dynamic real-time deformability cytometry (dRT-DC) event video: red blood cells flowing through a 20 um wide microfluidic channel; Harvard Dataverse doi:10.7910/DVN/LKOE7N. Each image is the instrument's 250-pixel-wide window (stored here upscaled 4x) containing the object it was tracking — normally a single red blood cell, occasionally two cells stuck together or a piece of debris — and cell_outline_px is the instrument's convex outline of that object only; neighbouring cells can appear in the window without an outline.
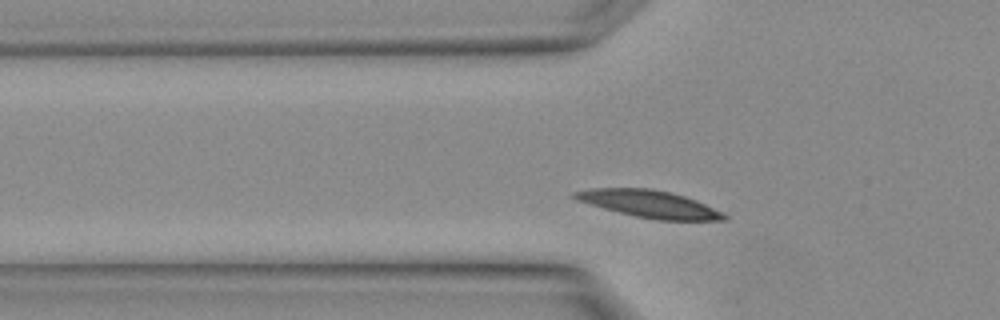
{"species": "Egyptian fruit bat (a non-hibernating species)", "species_latin": "Rousettus aegyptiacus", "temperature_condition": "warm", "stored_images_in_passage": 3, "camera_frame_rate_fps": 3000, "um_per_image_px": 0.085, "animal": {"sex": "female"}, "frame": {"image": 1, "passage_image": 3, "time_ms": 0.667, "image_size_px": [1000, 320], "cell_outline_px": [[728, 220], [656, 220], [636, 216], [604, 208], [576, 200], [572, 196], [572, 192], [592, 188], [648, 188], [668, 192], [684, 196], [696, 200], [728, 216]], "centroid_in_image_um": [55.16, 17.33], "position_along_channel_um": 70.6, "area_um2": 23.29}}